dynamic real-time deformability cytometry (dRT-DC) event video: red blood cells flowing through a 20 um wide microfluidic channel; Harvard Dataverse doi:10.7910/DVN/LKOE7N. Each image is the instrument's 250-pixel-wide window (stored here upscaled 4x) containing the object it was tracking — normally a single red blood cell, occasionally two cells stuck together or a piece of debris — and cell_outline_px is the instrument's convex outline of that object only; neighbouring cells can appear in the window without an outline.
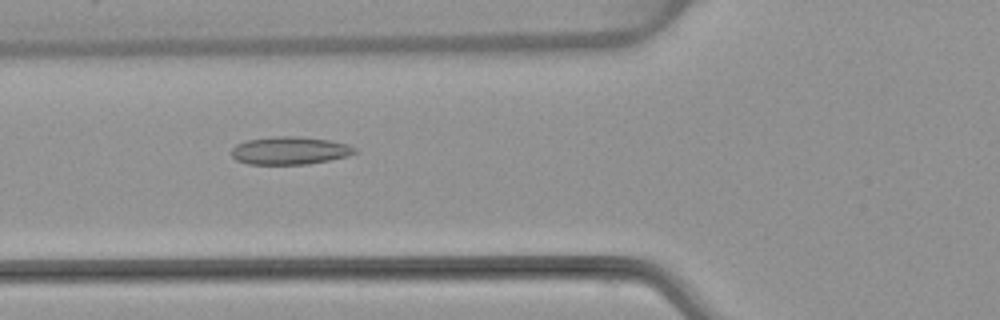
{"species": "common noctule bat (a hibernating species)", "species_latin": "Nyctalus noctula", "temperature_condition": "warm", "stored_images_in_passage": 53, "camera_frame_rate_fps": 3000, "um_per_image_px": 0.085, "animal": {"sex": "female", "body_mass_g": 22.7, "forearm_length_mm": 54.2}, "frame": {"image": 1, "passage_image": 20, "time_ms": 6.333, "image_size_px": [1000, 320], "cell_outline_px": [[360, 152], [348, 156], [308, 164], [248, 164], [236, 160], [232, 156], [232, 148], [236, 144], [248, 140], [272, 136], [300, 136], [328, 140], [348, 144], [356, 148]], "centroid_in_image_um": [24.66, 12.79], "position_along_channel_um": 101.1, "area_um2": 20.11}}
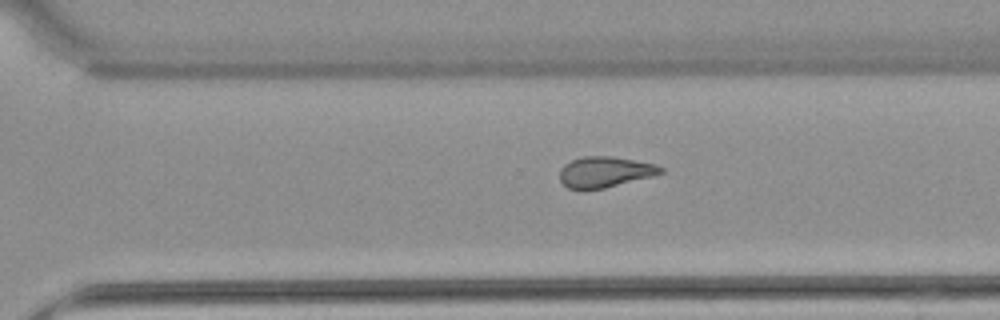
{"frame": {"image": 2, "passage_image": 37, "time_ms": 12.0, "image_size_px": [1000, 320], "cell_outline_px": [[664, 172], [652, 176], [604, 188], [584, 192], [580, 192], [568, 188], [560, 180], [560, 168], [564, 164], [572, 160], [584, 156], [612, 156], [656, 164], [664, 168]], "centroid_in_image_um": [51.38, 14.64], "position_along_channel_um": 319.2, "area_um2": 18.44}}
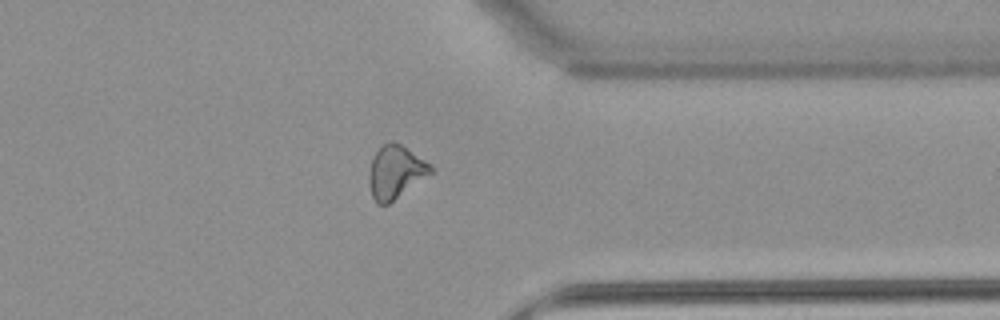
{"frame": {"image": 3, "passage_image": 42, "time_ms": 13.667, "image_size_px": [1000, 320], "cell_outline_px": [[432, 172], [388, 204], [376, 204], [372, 196], [368, 184], [368, 172], [372, 160], [376, 152], [388, 140], [392, 140], [400, 144], [432, 164]], "centroid_in_image_um": [33.59, 14.61], "position_along_channel_um": 377.8, "area_um2": 18.9}, "authors_computed_cell_mechanics": {"area_um2": 20.1144, "velocity_mm_per_s": 3.8554, "shape_relaxation_time_tau1_ms": null, "shape_relaxation_time_tau2_ms": 3.0282, "deformation_change_tau1": null, "deformation_change_tau2": 0.1186}}